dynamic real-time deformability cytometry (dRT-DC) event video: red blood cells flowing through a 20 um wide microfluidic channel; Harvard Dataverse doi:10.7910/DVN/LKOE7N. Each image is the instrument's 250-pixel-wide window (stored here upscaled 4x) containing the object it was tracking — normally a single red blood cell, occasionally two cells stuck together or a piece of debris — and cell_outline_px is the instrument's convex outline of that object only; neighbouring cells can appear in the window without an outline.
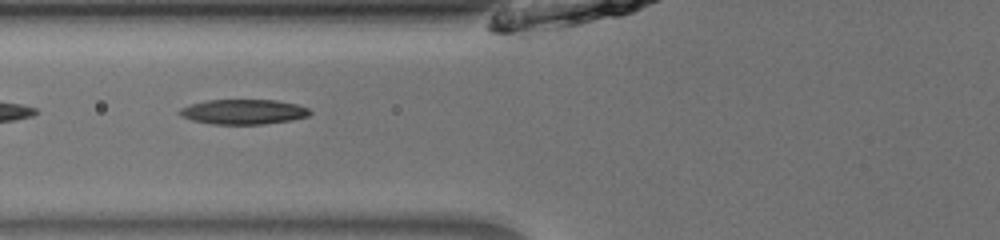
{"species": "common noctule bat (a hibernating species)", "species_latin": "Nyctalus noctula", "temperature_condition": "room temperature", "stored_images_in_passage": 10, "camera_frame_rate_fps": 3000, "um_per_image_px": 0.085, "animal": {"sex": "male", "body_mass_g": 13.0, "forearm_length_mm": 53.1}, "frame": {"image": 1, "passage_image": 5, "time_ms": 1.333, "image_size_px": [1000, 240], "cell_outline_px": [[312, 112], [308, 116], [292, 120], [264, 124], [212, 124], [192, 120], [180, 116], [176, 112], [180, 108], [188, 104], [208, 100], [276, 100], [296, 104], [308, 108]], "centroid_in_image_um": [20.65, 9.5], "position_along_channel_um": 105.1, "area_um2": 19.07}}